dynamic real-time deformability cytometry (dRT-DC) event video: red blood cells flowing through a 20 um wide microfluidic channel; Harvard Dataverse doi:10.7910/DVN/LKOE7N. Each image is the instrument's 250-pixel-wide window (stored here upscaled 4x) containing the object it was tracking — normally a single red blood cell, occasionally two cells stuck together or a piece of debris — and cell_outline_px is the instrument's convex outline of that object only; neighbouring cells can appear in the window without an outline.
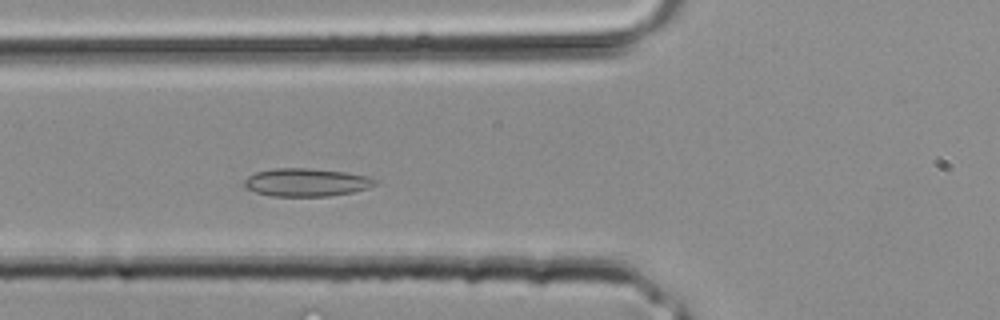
{"species": "common noctule bat (a hibernating species)", "species_latin": "Nyctalus noctula", "temperature_condition": "room temperature", "stored_images_in_passage": 31, "segment_of_instrument_passage": [1, 2], "camera_frame_rate_fps": 3000, "um_per_image_px": 0.085, "animal": {"sex": "male", "body_mass_g": 20.4}, "frame": {"image": 1, "passage_image": 8, "time_ms": 2.333, "image_size_px": [1000, 320], "cell_outline_px": [[376, 184], [368, 188], [352, 192], [328, 196], [272, 196], [256, 192], [244, 188], [244, 180], [248, 176], [256, 172], [272, 168], [308, 168], [344, 172], [368, 176], [376, 180]], "centroid_in_image_um": [26.0, 15.5], "position_along_channel_um": 99.8, "area_um2": 21.33}}
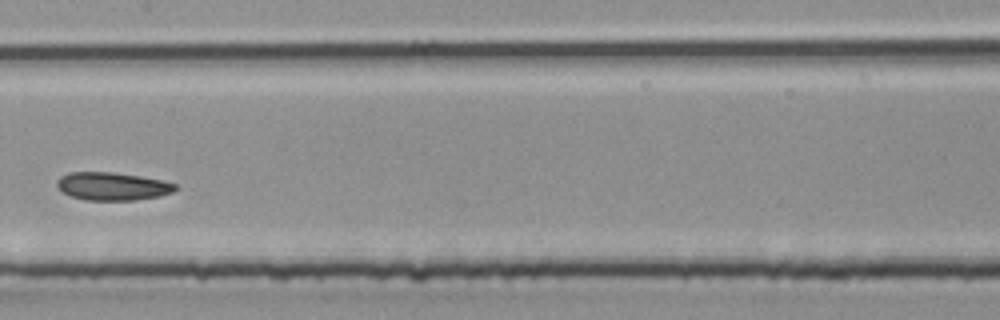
{"frame": {"image": 2, "passage_image": 13, "time_ms": 4.0, "image_size_px": [1000, 320], "cell_outline_px": [[180, 188], [172, 192], [160, 196], [136, 200], [84, 200], [72, 196], [64, 192], [56, 184], [56, 180], [60, 176], [68, 172], [112, 172], [140, 176], [160, 180], [176, 184]], "centroid_in_image_um": [9.57, 15.83], "position_along_channel_um": 197.8, "area_um2": 19.31}}
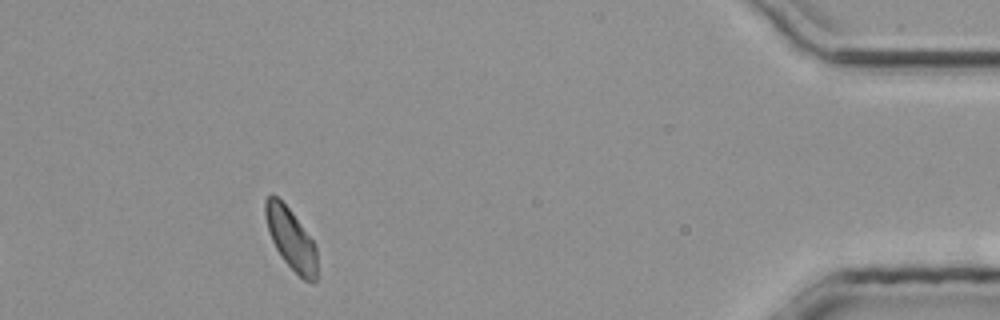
{"frame": {"image": 3, "passage_image": 27, "time_ms": 8.667, "image_size_px": [1000, 320], "cell_outline_px": [[316, 280], [304, 280], [280, 256], [272, 240], [268, 228], [264, 212], [264, 200], [268, 196], [276, 196], [292, 212], [316, 244]], "centroid_in_image_um": [24.72, 20.27], "position_along_channel_um": 410.5, "area_um2": 18.03}}